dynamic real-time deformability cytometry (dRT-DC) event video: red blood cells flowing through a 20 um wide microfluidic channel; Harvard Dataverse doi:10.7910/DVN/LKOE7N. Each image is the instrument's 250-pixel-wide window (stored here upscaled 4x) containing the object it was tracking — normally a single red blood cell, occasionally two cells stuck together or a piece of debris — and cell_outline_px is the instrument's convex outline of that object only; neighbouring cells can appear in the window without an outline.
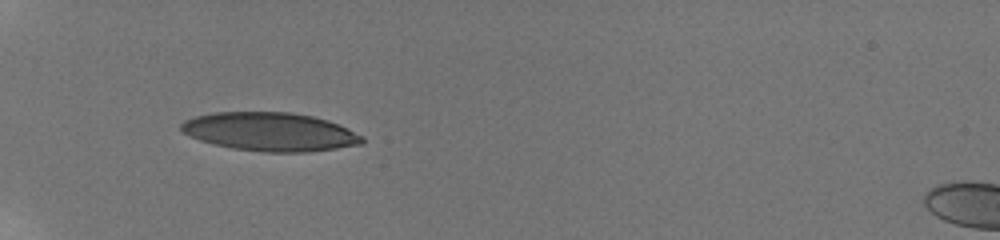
{"species": "human", "species_latin": "Homo sapiens", "temperature_condition": "room temperature", "stored_images_in_passage": 21, "camera_frame_rate_fps": 3000, "um_per_image_px": 0.085, "donor": {"sex": "male"}, "frame": {"image": 1, "passage_image": 1, "time_ms": 0.0, "image_size_px": [1000, 240], "cell_outline_px": [[364, 144], [308, 152], [264, 152], [232, 148], [212, 144], [200, 140], [184, 132], [180, 128], [180, 124], [184, 120], [196, 116], [212, 112], [292, 112], [312, 116], [328, 120], [364, 136]], "centroid_in_image_um": [22.96, 11.2], "position_along_channel_um": 62.0, "area_um2": 40.69}}
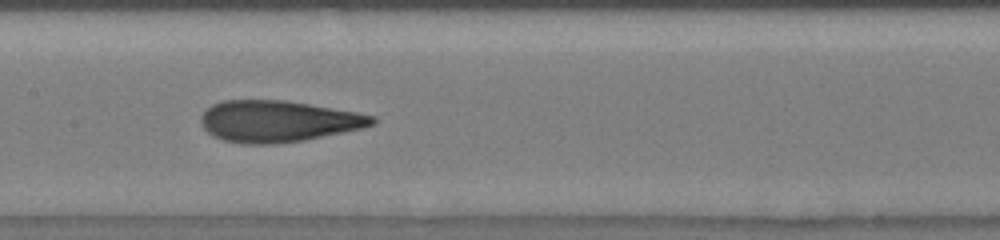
{"frame": {"image": 2, "passage_image": 20, "time_ms": 3.667, "image_size_px": [1000, 240], "cell_outline_px": [[376, 124], [364, 128], [304, 140], [276, 144], [244, 144], [224, 140], [212, 136], [200, 124], [200, 116], [212, 104], [224, 100], [288, 100], [356, 112], [376, 116]], "centroid_in_image_um": [23.64, 10.3], "position_along_channel_um": 183.8, "area_um2": 41.62}}